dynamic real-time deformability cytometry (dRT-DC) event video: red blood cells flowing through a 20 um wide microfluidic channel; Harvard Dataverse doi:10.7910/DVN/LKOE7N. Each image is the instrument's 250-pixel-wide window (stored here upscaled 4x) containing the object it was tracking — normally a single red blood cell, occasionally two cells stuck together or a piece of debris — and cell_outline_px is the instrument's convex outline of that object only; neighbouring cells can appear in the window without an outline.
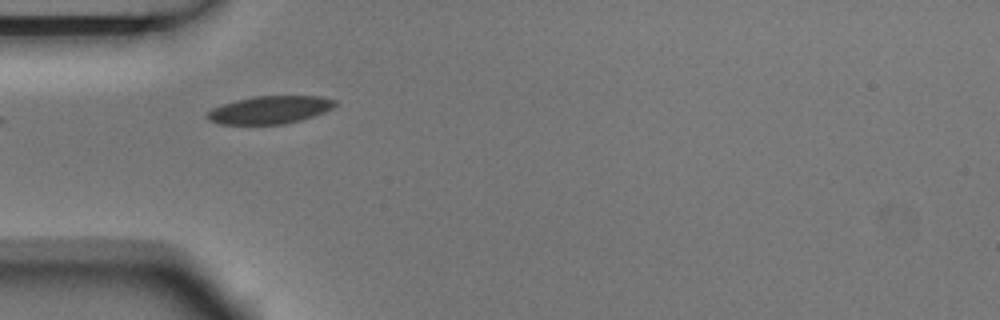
{"species": "Egyptian fruit bat (a non-hibernating species)", "species_latin": "Rousettus aegyptiacus", "temperature_condition": "room temperature", "stored_images_in_passage": 5, "camera_frame_rate_fps": 3000, "um_per_image_px": 0.085, "animal": {"sex": "male"}, "frame": {"image": 1, "passage_image": 4, "time_ms": 1.0, "image_size_px": [1000, 320], "cell_outline_px": [[336, 104], [332, 108], [324, 112], [300, 120], [284, 124], [220, 124], [208, 120], [204, 116], [212, 108], [236, 100], [256, 96], [320, 96], [336, 100]], "centroid_in_image_um": [22.92, 9.34], "position_along_channel_um": 62.1, "area_um2": 20.58}}
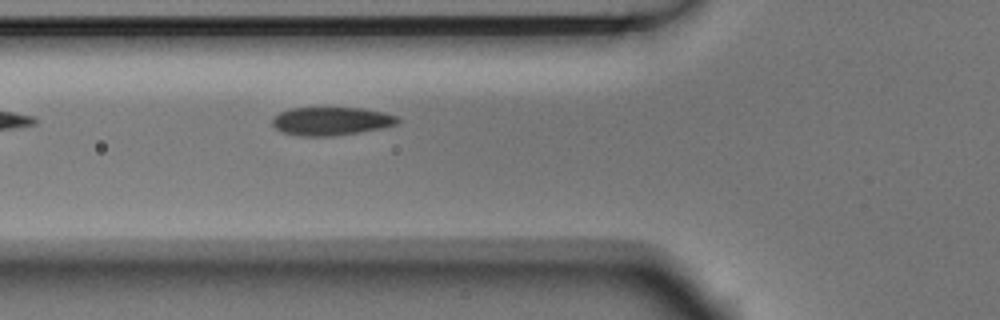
{"frame": {"image": 2, "passage_image": 5, "time_ms": 1.333, "image_size_px": [1000, 320], "cell_outline_px": [[400, 120], [396, 124], [380, 128], [332, 136], [304, 136], [284, 132], [276, 128], [272, 124], [272, 116], [280, 112], [292, 108], [364, 108], [384, 112], [396, 116]], "centroid_in_image_um": [28.13, 10.28], "position_along_channel_um": 97.7, "area_um2": 20.4}}